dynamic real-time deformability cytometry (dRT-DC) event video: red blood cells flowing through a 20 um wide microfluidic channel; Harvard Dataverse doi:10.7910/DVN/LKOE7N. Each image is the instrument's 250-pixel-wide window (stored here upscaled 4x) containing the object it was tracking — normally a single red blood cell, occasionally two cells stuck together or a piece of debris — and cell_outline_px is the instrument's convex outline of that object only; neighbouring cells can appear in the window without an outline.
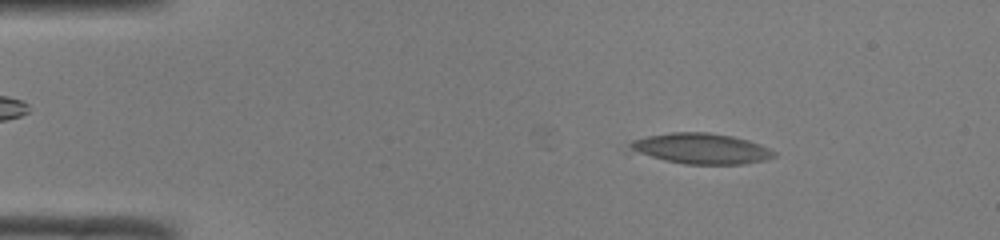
{"species": "common noctule bat (a hibernating species)", "species_latin": "Nyctalus noctula", "temperature_condition": "room temperature", "stored_images_in_passage": 47, "camera_frame_rate_fps": 3000, "um_per_image_px": 0.085, "animal": {"sex": "male", "body_mass_g": 19.0, "forearm_length_mm": 50.8}, "frame": {"image": 1, "passage_image": 7, "time_ms": 2.0, "image_size_px": [1000, 240], "cell_outline_px": [[776, 156], [764, 160], [744, 164], [684, 164], [664, 160], [640, 152], [632, 148], [628, 144], [632, 140], [648, 136], [672, 132], [708, 132], [732, 136], [748, 140], [760, 144], [776, 152]], "centroid_in_image_um": [59.66, 12.62], "position_along_channel_um": 25.3, "area_um2": 25.32}}
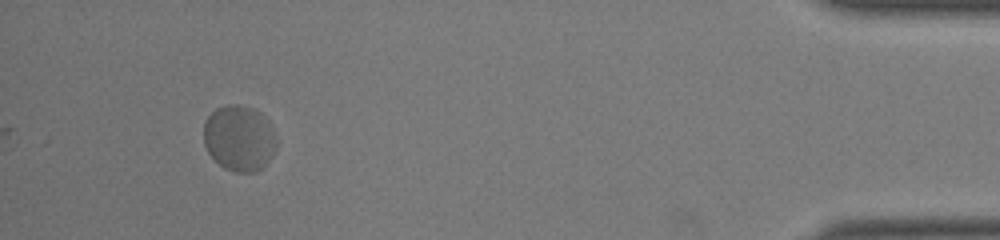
{"frame": {"image": 2, "passage_image": 47, "time_ms": 15.333, "image_size_px": [1000, 240], "cell_outline_px": [[276, 148], [268, 160], [256, 172], [236, 172], [224, 168], [208, 152], [204, 144], [204, 124], [208, 116], [216, 108], [228, 104], [240, 104], [252, 108], [260, 112], [272, 124], [276, 132]], "centroid_in_image_um": [20.35, 11.72], "position_along_channel_um": 414.8, "area_um2": 28.03}}